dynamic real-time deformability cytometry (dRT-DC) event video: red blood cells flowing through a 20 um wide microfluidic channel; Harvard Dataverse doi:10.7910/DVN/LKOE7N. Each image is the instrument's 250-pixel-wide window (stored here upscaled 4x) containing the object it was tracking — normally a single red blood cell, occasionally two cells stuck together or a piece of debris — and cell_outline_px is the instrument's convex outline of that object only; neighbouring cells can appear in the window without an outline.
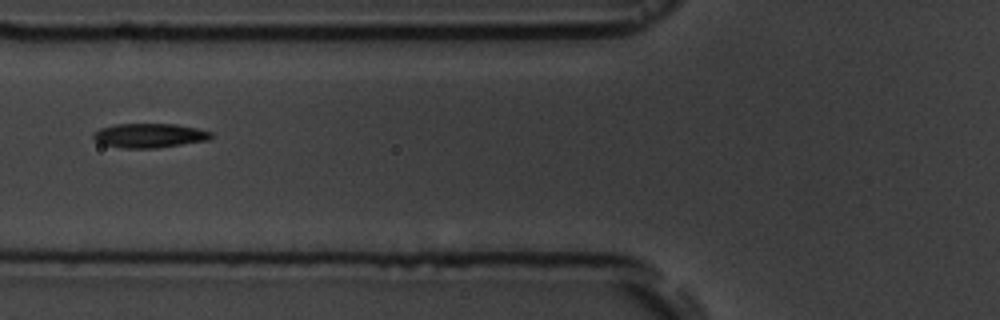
{"species": "common noctule bat (a hibernating species)", "species_latin": "Nyctalus noctula", "temperature_condition": "room temperature", "stored_images_in_passage": 13, "camera_frame_rate_fps": 3000, "um_per_image_px": 0.085, "animal": {"sex": "male", "body_mass_g": 19.5, "forearm_length_mm": 54.6}, "frame": {"image": 1, "passage_image": 4, "time_ms": 4.333, "image_size_px": [1000, 320], "cell_outline_px": [[212, 136], [208, 140], [156, 148], [124, 148], [104, 144], [96, 140], [92, 136], [92, 132], [100, 128], [116, 124], [176, 124], [196, 128], [212, 132]], "centroid_in_image_um": [12.69, 11.51], "position_along_channel_um": 113.1, "area_um2": 16.53}}
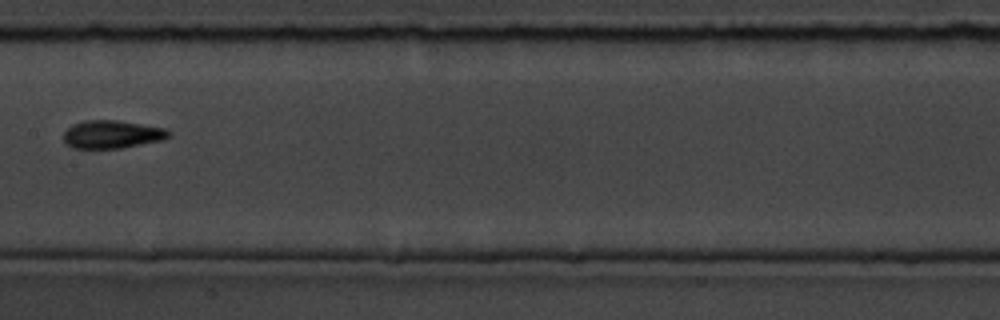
{"frame": {"image": 2, "passage_image": 6, "time_ms": 6.667, "image_size_px": [1000, 320], "cell_outline_px": [[172, 136], [164, 140], [120, 148], [72, 148], [64, 140], [64, 132], [72, 124], [84, 120], [116, 120], [164, 128], [172, 132]], "centroid_in_image_um": [9.55, 11.42], "position_along_channel_um": 197.9, "area_um2": 17.17}, "authors_computed_cell_mechanics": {"area_um2": 16.3574, "velocity_mm_per_s": 3.6316, "shape_relaxation_time_tau1_ms": 3.7369, "shape_relaxation_time_tau2_ms": 2.9608, "deformation_change_tau1": 0.1258, "deformation_change_tau2": 0.0935}}